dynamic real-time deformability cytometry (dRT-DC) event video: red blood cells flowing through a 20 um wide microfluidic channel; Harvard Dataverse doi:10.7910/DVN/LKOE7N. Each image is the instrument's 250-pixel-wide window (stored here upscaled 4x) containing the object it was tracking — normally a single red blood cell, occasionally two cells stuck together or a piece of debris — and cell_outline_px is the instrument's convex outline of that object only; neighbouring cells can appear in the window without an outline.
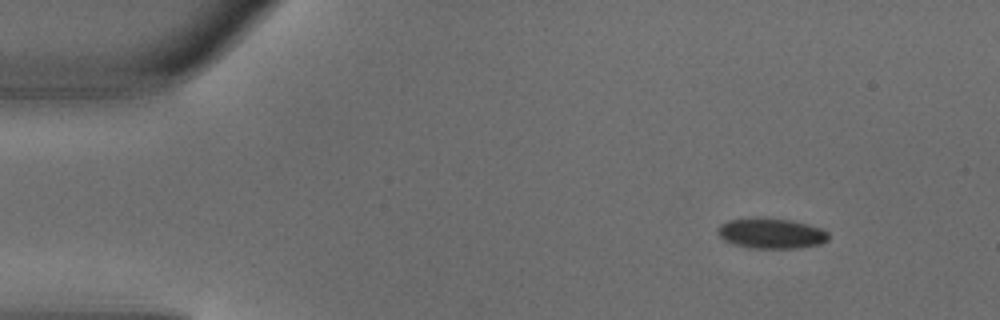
{"species": "common noctule bat (a hibernating species)", "species_latin": "Nyctalus noctula", "temperature_condition": "warm", "stored_images_in_passage": 4, "segment_of_instrument_passage": [1, 2], "camera_frame_rate_fps": 3000, "um_per_image_px": 0.085, "animal": {"sex": "male", "body_mass_g": 18.8}, "frame": {"image": 1, "passage_image": 1, "time_ms": 0.0, "image_size_px": [1000, 320], "cell_outline_px": [[828, 240], [820, 244], [796, 248], [752, 248], [736, 244], [724, 240], [716, 232], [720, 224], [728, 220], [756, 216], [764, 216], [792, 220], [808, 224], [820, 228], [828, 232]], "centroid_in_image_um": [65.53, 19.8], "position_along_channel_um": 19.5, "area_um2": 19.88}}